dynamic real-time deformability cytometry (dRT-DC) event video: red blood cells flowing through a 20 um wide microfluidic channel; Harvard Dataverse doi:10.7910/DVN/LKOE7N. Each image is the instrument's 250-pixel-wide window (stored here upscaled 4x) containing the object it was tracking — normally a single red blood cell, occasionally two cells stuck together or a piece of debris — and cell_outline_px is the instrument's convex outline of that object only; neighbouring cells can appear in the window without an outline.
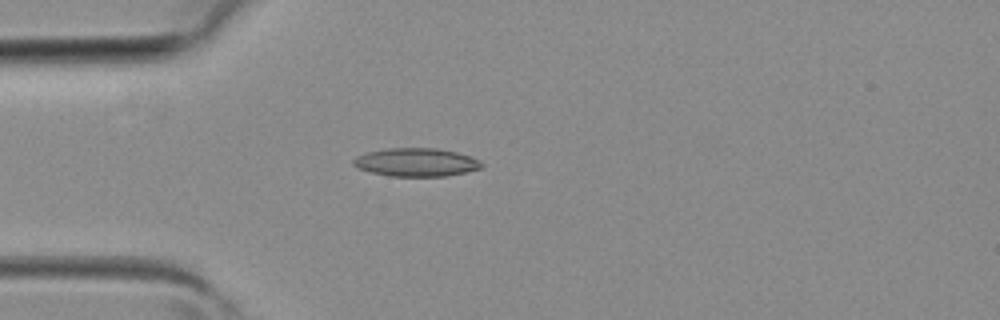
{"species": "common noctule bat (a hibernating species)", "species_latin": "Nyctalus noctula", "temperature_condition": "room temperature", "stored_images_in_passage": 4, "camera_frame_rate_fps": 3000, "um_per_image_px": 0.085, "animal": {"sex": "female", "body_mass_g": 19.3, "forearm_length_mm": 54.1}, "frame": {"image": 1, "passage_image": 4, "time_ms": 1.0, "image_size_px": [1000, 320], "cell_outline_px": [[484, 164], [480, 168], [464, 172], [444, 176], [392, 176], [372, 172], [360, 168], [352, 164], [352, 160], [356, 156], [368, 152], [384, 148], [436, 148], [456, 152], [472, 156], [480, 160]], "centroid_in_image_um": [35.38, 13.78], "position_along_channel_um": 49.6, "area_um2": 21.04}}